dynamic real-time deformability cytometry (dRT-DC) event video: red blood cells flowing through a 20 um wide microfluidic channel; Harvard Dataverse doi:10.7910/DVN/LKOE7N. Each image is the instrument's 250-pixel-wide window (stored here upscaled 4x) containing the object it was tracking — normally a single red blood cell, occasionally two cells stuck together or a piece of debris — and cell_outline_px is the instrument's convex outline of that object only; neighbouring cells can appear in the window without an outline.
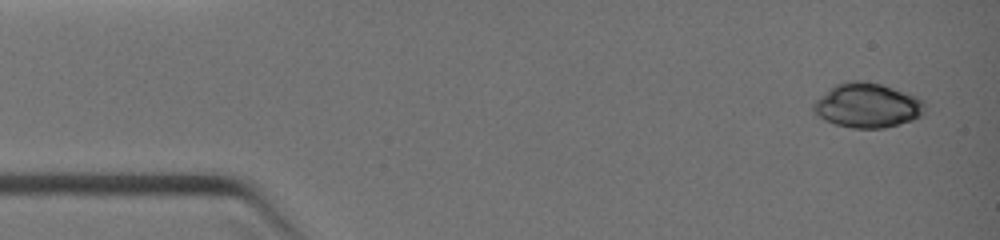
{"species": "common noctule bat (a hibernating species)", "species_latin": "Nyctalus noctula", "temperature_condition": "warm", "stored_images_in_passage": 5, "camera_frame_rate_fps": 3000, "um_per_image_px": 0.085, "animal": {"sex": "female", "body_mass_g": 19.0, "forearm_length_mm": 51.5}, "frame": {"image": 1, "passage_image": 1, "time_ms": 0.0, "image_size_px": [1000, 240], "cell_outline_px": [[924, 116], [912, 120], [884, 128], [852, 128], [836, 124], [824, 120], [812, 108], [812, 104], [828, 88], [836, 84], [852, 80], [864, 80], [880, 84], [916, 96], [924, 100]], "centroid_in_image_um": [73.73, 8.96], "position_along_channel_um": 11.3, "area_um2": 28.9}}